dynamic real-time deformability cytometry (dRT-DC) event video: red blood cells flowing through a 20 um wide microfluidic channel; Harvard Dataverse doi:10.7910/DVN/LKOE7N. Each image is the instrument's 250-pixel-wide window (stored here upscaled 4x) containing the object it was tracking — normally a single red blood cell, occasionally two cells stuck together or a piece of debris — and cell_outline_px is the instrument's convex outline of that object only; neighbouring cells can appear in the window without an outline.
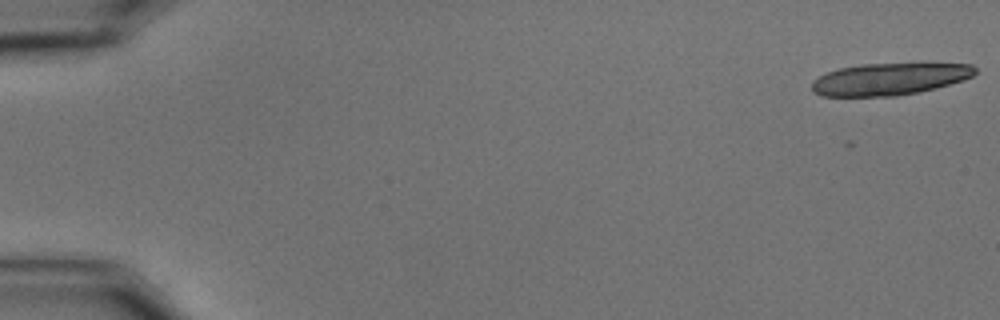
{"species": "common noctule bat (a hibernating species)", "species_latin": "Nyctalus noctula", "temperature_condition": "cold", "stored_images_in_passage": 3, "camera_frame_rate_fps": 3000, "um_per_image_px": 0.085, "animal": {"sex": "male", "body_mass_g": 15.6}, "frame": {"image": 1, "passage_image": 1, "time_ms": 0.0, "image_size_px": [1000, 320], "cell_outline_px": [[976, 72], [972, 76], [964, 80], [936, 88], [896, 96], [820, 96], [812, 92], [812, 80], [828, 72], [840, 68], [860, 64], [972, 64], [976, 68]], "centroid_in_image_um": [75.58, 6.73], "position_along_channel_um": 9.4, "area_um2": 30.29}}